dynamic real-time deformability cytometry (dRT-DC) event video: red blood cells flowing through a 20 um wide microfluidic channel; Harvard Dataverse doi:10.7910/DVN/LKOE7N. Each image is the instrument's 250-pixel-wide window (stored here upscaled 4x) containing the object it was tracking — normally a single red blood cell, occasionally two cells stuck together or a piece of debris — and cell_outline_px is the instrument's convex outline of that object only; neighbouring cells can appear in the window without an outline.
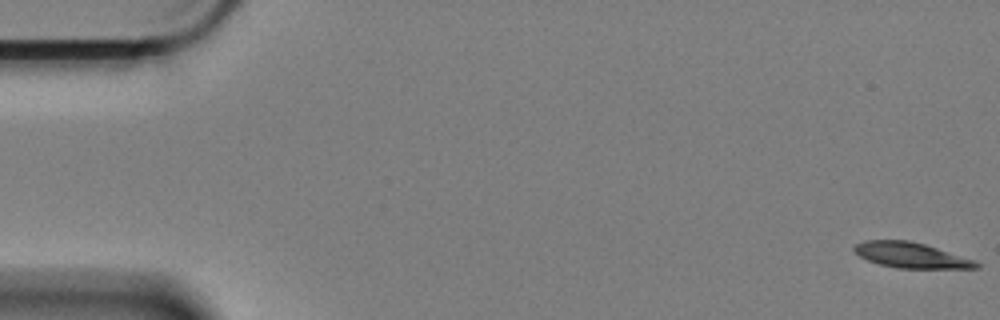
{"species": "Egyptian fruit bat (a non-hibernating species)", "species_latin": "Rousettus aegyptiacus", "temperature_condition": "cold", "stored_images_in_passage": 16, "camera_frame_rate_fps": 3000, "um_per_image_px": 0.085, "animal": {"sex": "female"}, "frame": {"image": 1, "passage_image": 1, "time_ms": 0.0, "image_size_px": [1000, 320], "cell_outline_px": [[980, 268], [896, 268], [880, 264], [868, 260], [860, 256], [852, 248], [856, 244], [864, 240], [908, 240], [924, 244], [976, 260], [980, 264]], "centroid_in_image_um": [77.45, 21.69], "position_along_channel_um": 7.5, "area_um2": 17.98}}
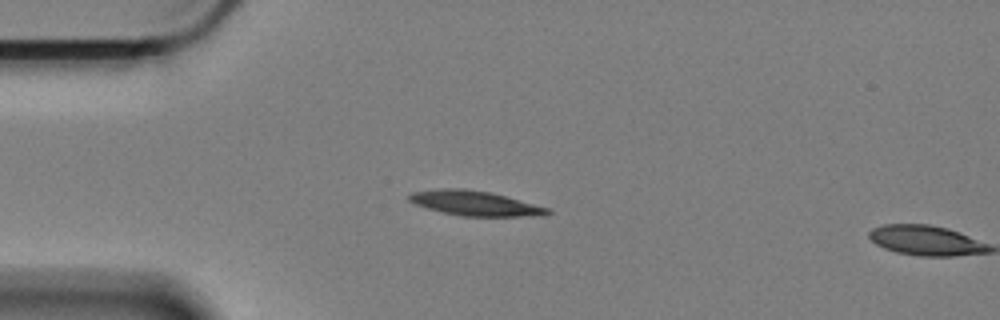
{"frame": {"image": 2, "passage_image": 15, "time_ms": 4.667, "image_size_px": [1000, 320], "cell_outline_px": [[552, 212], [544, 216], [464, 216], [444, 212], [428, 208], [416, 204], [408, 200], [408, 196], [412, 192], [440, 188], [464, 188], [488, 192], [504, 196], [548, 208]], "centroid_in_image_um": [40.36, 17.27], "position_along_channel_um": 44.6, "area_um2": 19.65}}